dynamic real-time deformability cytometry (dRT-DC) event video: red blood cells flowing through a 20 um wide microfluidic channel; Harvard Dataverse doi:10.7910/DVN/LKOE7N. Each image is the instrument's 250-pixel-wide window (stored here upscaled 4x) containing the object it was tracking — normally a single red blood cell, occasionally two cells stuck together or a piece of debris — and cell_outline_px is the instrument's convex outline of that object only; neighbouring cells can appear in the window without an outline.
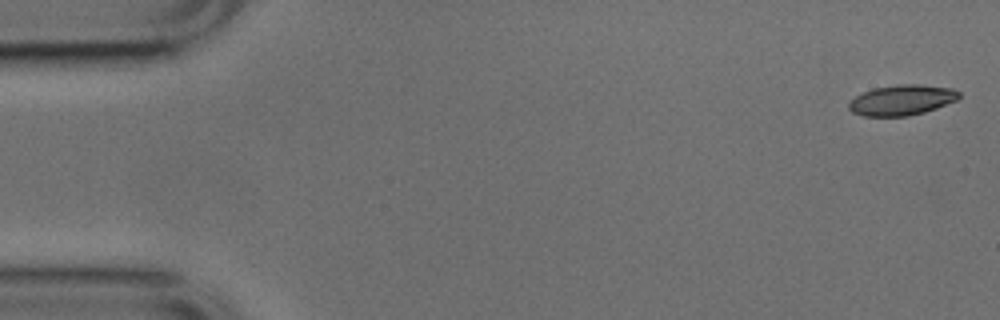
{"species": "common noctule bat (a hibernating species)", "species_latin": "Nyctalus noctula", "temperature_condition": "cold", "stored_images_in_passage": 11, "camera_frame_rate_fps": 3000, "um_per_image_px": 0.085, "animal": {"sex": "male", "body_mass_g": 17.9, "forearm_length_mm": 54.2}, "frame": {"image": 1, "passage_image": 1, "time_ms": 0.0, "image_size_px": [1000, 320], "cell_outline_px": [[960, 96], [956, 100], [936, 108], [924, 112], [908, 116], [864, 116], [852, 112], [848, 108], [848, 104], [856, 96], [872, 88], [900, 84], [920, 84], [952, 88], [960, 92]], "centroid_in_image_um": [76.66, 8.5], "position_along_channel_um": 8.3, "area_um2": 19.48}}